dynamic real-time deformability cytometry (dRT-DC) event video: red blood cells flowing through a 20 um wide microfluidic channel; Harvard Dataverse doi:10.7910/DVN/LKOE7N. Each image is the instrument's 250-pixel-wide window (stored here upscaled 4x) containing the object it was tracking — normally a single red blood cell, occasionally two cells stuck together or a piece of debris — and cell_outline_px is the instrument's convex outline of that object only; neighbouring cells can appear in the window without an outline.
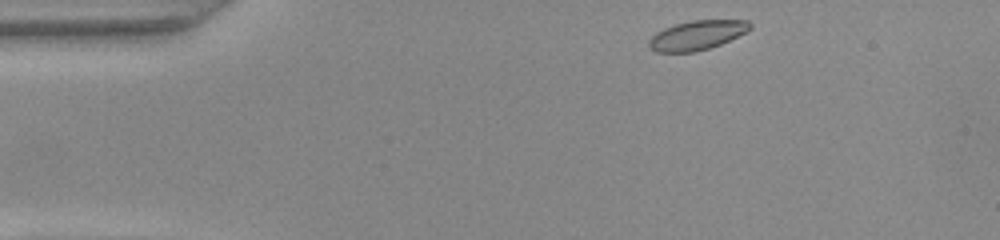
{"species": "common noctule bat (a hibernating species)", "species_latin": "Nyctalus noctula", "temperature_condition": "warm", "stored_images_in_passage": 44, "camera_frame_rate_fps": 3000, "um_per_image_px": 0.085, "animal": {"sex": "female", "body_mass_g": 22.0, "forearm_length_mm": 56.7}, "frame": {"image": 1, "passage_image": 1, "time_ms": 0.0, "image_size_px": [1000, 240], "cell_outline_px": [[752, 28], [748, 32], [720, 44], [696, 52], [656, 52], [648, 48], [648, 40], [656, 32], [664, 28], [676, 24], [692, 20], [748, 20], [752, 24]], "centroid_in_image_um": [59.25, 2.99], "position_along_channel_um": 25.7, "area_um2": 17.46}}
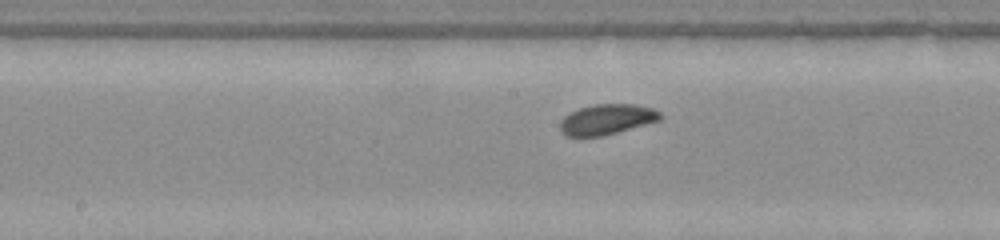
{"frame": {"image": 2, "passage_image": 19, "time_ms": 6.0, "image_size_px": [1000, 240], "cell_outline_px": [[664, 116], [660, 120], [616, 132], [600, 136], [568, 136], [560, 132], [560, 120], [568, 112], [592, 104], [636, 104], [652, 108], [660, 112]], "centroid_in_image_um": [51.56, 10.13], "position_along_channel_um": 196.6, "area_um2": 17.74}}
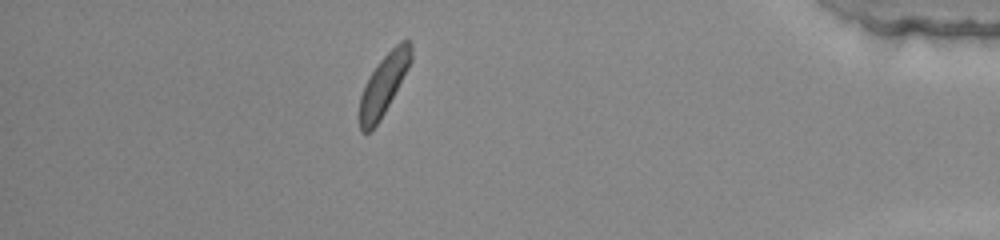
{"frame": {"image": 3, "passage_image": 38, "time_ms": 12.333, "image_size_px": [1000, 240], "cell_outline_px": [[412, 60], [408, 68], [380, 120], [368, 132], [360, 132], [360, 96], [368, 76], [380, 60], [400, 40], [408, 40], [412, 44]], "centroid_in_image_um": [32.62, 7.15], "position_along_channel_um": 402.6, "area_um2": 17.8}, "authors_computed_cell_mechanics": {"area_um2": 18.0047, "velocity_mm_per_s": 3.9809, "shape_relaxation_time_tau1_ms": 1.768, "shape_relaxation_time_tau2_ms": 3.6417, "deformation_change_tau1": 0.0677, "deformation_change_tau2": 0.0717}}